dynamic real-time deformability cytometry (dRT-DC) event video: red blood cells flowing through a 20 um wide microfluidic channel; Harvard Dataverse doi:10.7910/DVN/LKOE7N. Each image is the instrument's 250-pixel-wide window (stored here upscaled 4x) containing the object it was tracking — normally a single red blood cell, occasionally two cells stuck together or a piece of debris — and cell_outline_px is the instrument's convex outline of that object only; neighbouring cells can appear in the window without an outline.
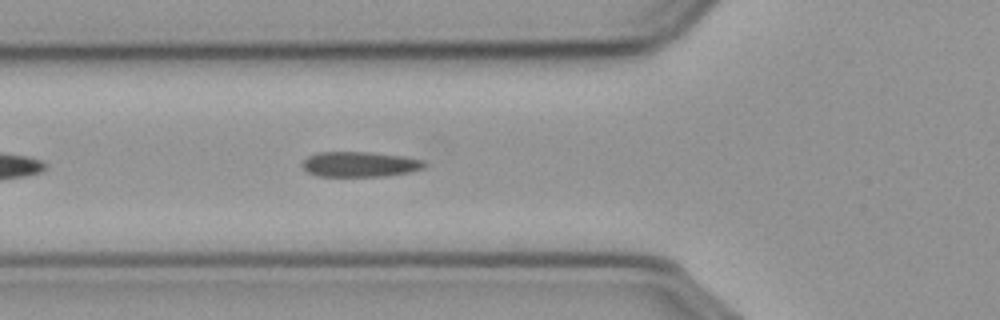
{"species": "common noctule bat (a hibernating species)", "species_latin": "Nyctalus noctula", "temperature_condition": "cold", "stored_images_in_passage": 14, "camera_frame_rate_fps": 3000, "um_per_image_px": 0.085, "animal": {"sex": "male", "body_mass_g": 23.1, "forearm_length_mm": 52.7}, "frame": {"image": 1, "passage_image": 7, "time_ms": 2.0, "image_size_px": [1000, 320], "cell_outline_px": [[428, 164], [424, 168], [412, 172], [384, 176], [316, 176], [308, 172], [304, 168], [304, 160], [308, 156], [320, 152], [368, 152], [404, 156], [424, 160]], "centroid_in_image_um": [30.65, 13.96], "position_along_channel_um": 95.1, "area_um2": 17.98}}
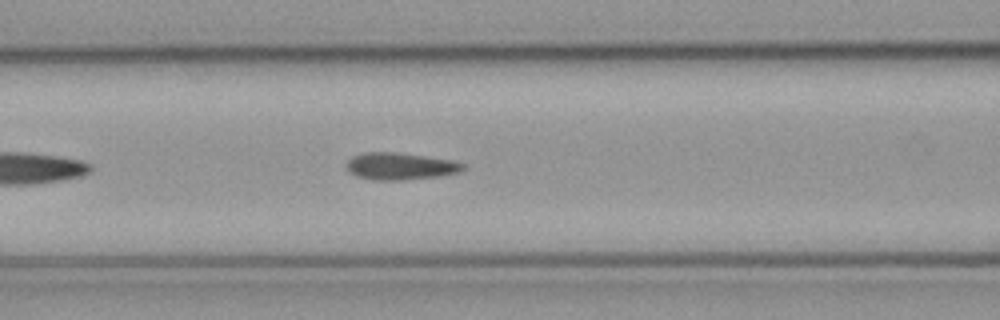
{"frame": {"image": 2, "passage_image": 10, "time_ms": 3.0, "image_size_px": [1000, 320], "cell_outline_px": [[464, 168], [460, 172], [440, 176], [404, 180], [372, 180], [356, 176], [348, 172], [348, 160], [352, 156], [364, 152], [396, 152], [456, 160], [464, 164]], "centroid_in_image_um": [34.04, 14.13], "position_along_channel_um": 132.6, "area_um2": 18.55}}